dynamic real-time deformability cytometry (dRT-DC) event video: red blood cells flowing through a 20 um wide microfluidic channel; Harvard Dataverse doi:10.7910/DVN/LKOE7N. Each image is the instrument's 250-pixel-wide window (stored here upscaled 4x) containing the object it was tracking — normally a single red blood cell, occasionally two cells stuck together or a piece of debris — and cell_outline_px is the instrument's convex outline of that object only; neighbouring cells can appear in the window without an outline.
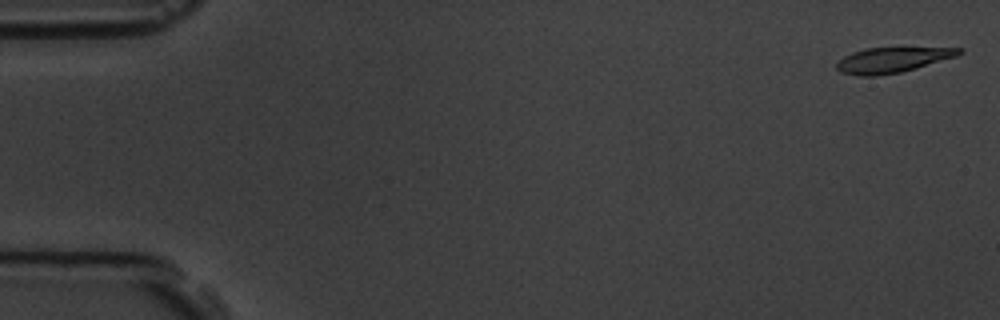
{"species": "common noctule bat (a hibernating species)", "species_latin": "Nyctalus noctula", "temperature_condition": "room temperature", "stored_images_in_passage": 5, "camera_frame_rate_fps": 3000, "um_per_image_px": 0.085, "animal": {"sex": "male", "body_mass_g": 19.5, "forearm_length_mm": 54.6}, "frame": {"image": 1, "passage_image": 1, "time_ms": 0.0, "image_size_px": [1000, 320], "cell_outline_px": [[964, 52], [956, 56], [916, 68], [900, 72], [876, 76], [860, 76], [840, 72], [836, 68], [836, 64], [844, 56], [852, 52], [864, 48], [964, 48]], "centroid_in_image_um": [75.82, 5.1], "position_along_channel_um": 9.2, "area_um2": 17.86}}
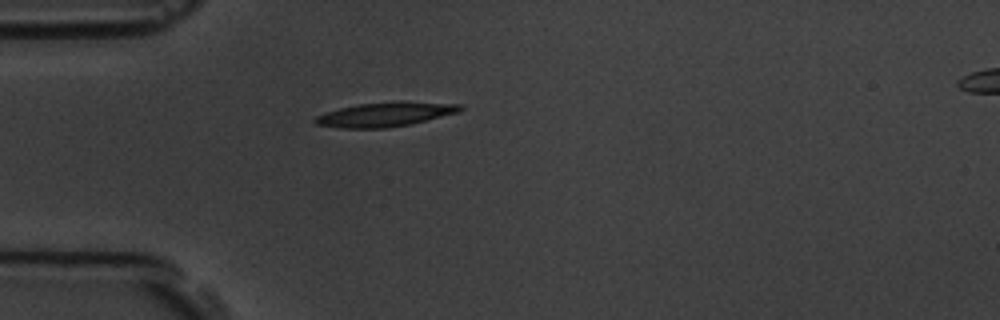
{"frame": {"image": 2, "passage_image": 5, "time_ms": 4.667, "image_size_px": [1000, 320], "cell_outline_px": [[464, 108], [460, 112], [412, 124], [384, 128], [340, 128], [316, 124], [312, 120], [316, 116], [324, 112], [340, 108], [360, 104], [400, 100], [404, 100], [460, 104]], "centroid_in_image_um": [32.79, 9.71], "position_along_channel_um": 52.2, "area_um2": 20.92}}